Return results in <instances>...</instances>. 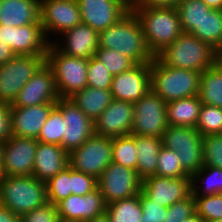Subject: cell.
Segmentation results:
<instances>
[{"mask_svg": "<svg viewBox=\"0 0 222 222\" xmlns=\"http://www.w3.org/2000/svg\"><path fill=\"white\" fill-rule=\"evenodd\" d=\"M98 48L114 49L135 64L151 63L155 58L146 44L139 20L131 9L114 25L99 33Z\"/></svg>", "mask_w": 222, "mask_h": 222, "instance_id": "cell-1", "label": "cell"}, {"mask_svg": "<svg viewBox=\"0 0 222 222\" xmlns=\"http://www.w3.org/2000/svg\"><path fill=\"white\" fill-rule=\"evenodd\" d=\"M156 57L166 66L201 73L216 64V50L207 42L185 32Z\"/></svg>", "mask_w": 222, "mask_h": 222, "instance_id": "cell-2", "label": "cell"}, {"mask_svg": "<svg viewBox=\"0 0 222 222\" xmlns=\"http://www.w3.org/2000/svg\"><path fill=\"white\" fill-rule=\"evenodd\" d=\"M130 9L138 18L146 44L154 56L172 44L183 33L177 9Z\"/></svg>", "mask_w": 222, "mask_h": 222, "instance_id": "cell-3", "label": "cell"}, {"mask_svg": "<svg viewBox=\"0 0 222 222\" xmlns=\"http://www.w3.org/2000/svg\"><path fill=\"white\" fill-rule=\"evenodd\" d=\"M150 70L151 90L165 102L199 95L201 72L166 66L156 56Z\"/></svg>", "mask_w": 222, "mask_h": 222, "instance_id": "cell-4", "label": "cell"}, {"mask_svg": "<svg viewBox=\"0 0 222 222\" xmlns=\"http://www.w3.org/2000/svg\"><path fill=\"white\" fill-rule=\"evenodd\" d=\"M47 203L46 184L32 175L4 176L0 186V205L18 217Z\"/></svg>", "mask_w": 222, "mask_h": 222, "instance_id": "cell-5", "label": "cell"}, {"mask_svg": "<svg viewBox=\"0 0 222 222\" xmlns=\"http://www.w3.org/2000/svg\"><path fill=\"white\" fill-rule=\"evenodd\" d=\"M46 64L53 72L60 98H70L87 87V59L66 55L50 43Z\"/></svg>", "mask_w": 222, "mask_h": 222, "instance_id": "cell-6", "label": "cell"}, {"mask_svg": "<svg viewBox=\"0 0 222 222\" xmlns=\"http://www.w3.org/2000/svg\"><path fill=\"white\" fill-rule=\"evenodd\" d=\"M202 138L196 128L173 125L162 136L163 146L177 152L183 170L190 177L204 166Z\"/></svg>", "mask_w": 222, "mask_h": 222, "instance_id": "cell-7", "label": "cell"}, {"mask_svg": "<svg viewBox=\"0 0 222 222\" xmlns=\"http://www.w3.org/2000/svg\"><path fill=\"white\" fill-rule=\"evenodd\" d=\"M46 63V54L16 55L0 66V103L12 105L21 88Z\"/></svg>", "mask_w": 222, "mask_h": 222, "instance_id": "cell-8", "label": "cell"}, {"mask_svg": "<svg viewBox=\"0 0 222 222\" xmlns=\"http://www.w3.org/2000/svg\"><path fill=\"white\" fill-rule=\"evenodd\" d=\"M166 110L167 102L150 89L134 103L131 135L162 138L169 126Z\"/></svg>", "mask_w": 222, "mask_h": 222, "instance_id": "cell-9", "label": "cell"}, {"mask_svg": "<svg viewBox=\"0 0 222 222\" xmlns=\"http://www.w3.org/2000/svg\"><path fill=\"white\" fill-rule=\"evenodd\" d=\"M112 139L93 134L69 153V166L98 179L112 162Z\"/></svg>", "mask_w": 222, "mask_h": 222, "instance_id": "cell-10", "label": "cell"}, {"mask_svg": "<svg viewBox=\"0 0 222 222\" xmlns=\"http://www.w3.org/2000/svg\"><path fill=\"white\" fill-rule=\"evenodd\" d=\"M97 184L106 205L138 195L142 189L137 171L113 162L102 172Z\"/></svg>", "mask_w": 222, "mask_h": 222, "instance_id": "cell-11", "label": "cell"}, {"mask_svg": "<svg viewBox=\"0 0 222 222\" xmlns=\"http://www.w3.org/2000/svg\"><path fill=\"white\" fill-rule=\"evenodd\" d=\"M40 22L52 43L53 38L82 23L77 0H40Z\"/></svg>", "mask_w": 222, "mask_h": 222, "instance_id": "cell-12", "label": "cell"}, {"mask_svg": "<svg viewBox=\"0 0 222 222\" xmlns=\"http://www.w3.org/2000/svg\"><path fill=\"white\" fill-rule=\"evenodd\" d=\"M56 107L64 119L62 148L70 153L94 134V122L70 98H59Z\"/></svg>", "mask_w": 222, "mask_h": 222, "instance_id": "cell-13", "label": "cell"}, {"mask_svg": "<svg viewBox=\"0 0 222 222\" xmlns=\"http://www.w3.org/2000/svg\"><path fill=\"white\" fill-rule=\"evenodd\" d=\"M38 141L11 135L3 143L2 170L4 176L32 175Z\"/></svg>", "mask_w": 222, "mask_h": 222, "instance_id": "cell-14", "label": "cell"}, {"mask_svg": "<svg viewBox=\"0 0 222 222\" xmlns=\"http://www.w3.org/2000/svg\"><path fill=\"white\" fill-rule=\"evenodd\" d=\"M82 23L95 31H101L114 25L129 10L124 0H77Z\"/></svg>", "mask_w": 222, "mask_h": 222, "instance_id": "cell-15", "label": "cell"}, {"mask_svg": "<svg viewBox=\"0 0 222 222\" xmlns=\"http://www.w3.org/2000/svg\"><path fill=\"white\" fill-rule=\"evenodd\" d=\"M59 98L53 72L45 63L21 88L10 107L56 103Z\"/></svg>", "mask_w": 222, "mask_h": 222, "instance_id": "cell-16", "label": "cell"}, {"mask_svg": "<svg viewBox=\"0 0 222 222\" xmlns=\"http://www.w3.org/2000/svg\"><path fill=\"white\" fill-rule=\"evenodd\" d=\"M150 63L135 64L113 76L110 91L113 99L135 103L151 89Z\"/></svg>", "mask_w": 222, "mask_h": 222, "instance_id": "cell-17", "label": "cell"}, {"mask_svg": "<svg viewBox=\"0 0 222 222\" xmlns=\"http://www.w3.org/2000/svg\"><path fill=\"white\" fill-rule=\"evenodd\" d=\"M141 191L151 201L168 208L192 193L191 177L172 178L154 175L142 181Z\"/></svg>", "mask_w": 222, "mask_h": 222, "instance_id": "cell-18", "label": "cell"}, {"mask_svg": "<svg viewBox=\"0 0 222 222\" xmlns=\"http://www.w3.org/2000/svg\"><path fill=\"white\" fill-rule=\"evenodd\" d=\"M133 113V103L113 99L94 122V134L111 138L130 135Z\"/></svg>", "mask_w": 222, "mask_h": 222, "instance_id": "cell-19", "label": "cell"}, {"mask_svg": "<svg viewBox=\"0 0 222 222\" xmlns=\"http://www.w3.org/2000/svg\"><path fill=\"white\" fill-rule=\"evenodd\" d=\"M60 220H81L89 222L104 214L106 204L98 187L84 196L71 194L56 204Z\"/></svg>", "mask_w": 222, "mask_h": 222, "instance_id": "cell-20", "label": "cell"}, {"mask_svg": "<svg viewBox=\"0 0 222 222\" xmlns=\"http://www.w3.org/2000/svg\"><path fill=\"white\" fill-rule=\"evenodd\" d=\"M98 38L97 31L81 23L63 32L52 43L66 55L89 60L98 49Z\"/></svg>", "mask_w": 222, "mask_h": 222, "instance_id": "cell-21", "label": "cell"}, {"mask_svg": "<svg viewBox=\"0 0 222 222\" xmlns=\"http://www.w3.org/2000/svg\"><path fill=\"white\" fill-rule=\"evenodd\" d=\"M56 103L10 107L11 135L37 139Z\"/></svg>", "mask_w": 222, "mask_h": 222, "instance_id": "cell-22", "label": "cell"}, {"mask_svg": "<svg viewBox=\"0 0 222 222\" xmlns=\"http://www.w3.org/2000/svg\"><path fill=\"white\" fill-rule=\"evenodd\" d=\"M69 166V153L60 145L38 142L32 176L47 183Z\"/></svg>", "mask_w": 222, "mask_h": 222, "instance_id": "cell-23", "label": "cell"}, {"mask_svg": "<svg viewBox=\"0 0 222 222\" xmlns=\"http://www.w3.org/2000/svg\"><path fill=\"white\" fill-rule=\"evenodd\" d=\"M49 44L41 23L12 27L11 49L15 55L46 54Z\"/></svg>", "mask_w": 222, "mask_h": 222, "instance_id": "cell-24", "label": "cell"}, {"mask_svg": "<svg viewBox=\"0 0 222 222\" xmlns=\"http://www.w3.org/2000/svg\"><path fill=\"white\" fill-rule=\"evenodd\" d=\"M40 22V0H2L0 25L20 27Z\"/></svg>", "mask_w": 222, "mask_h": 222, "instance_id": "cell-25", "label": "cell"}, {"mask_svg": "<svg viewBox=\"0 0 222 222\" xmlns=\"http://www.w3.org/2000/svg\"><path fill=\"white\" fill-rule=\"evenodd\" d=\"M137 174L144 181L156 174L158 155L163 146L162 138L136 135Z\"/></svg>", "mask_w": 222, "mask_h": 222, "instance_id": "cell-26", "label": "cell"}, {"mask_svg": "<svg viewBox=\"0 0 222 222\" xmlns=\"http://www.w3.org/2000/svg\"><path fill=\"white\" fill-rule=\"evenodd\" d=\"M70 99L88 118L95 122L113 101V96L110 90L87 86Z\"/></svg>", "mask_w": 222, "mask_h": 222, "instance_id": "cell-27", "label": "cell"}, {"mask_svg": "<svg viewBox=\"0 0 222 222\" xmlns=\"http://www.w3.org/2000/svg\"><path fill=\"white\" fill-rule=\"evenodd\" d=\"M202 105L199 96L167 102L168 124L196 128Z\"/></svg>", "mask_w": 222, "mask_h": 222, "instance_id": "cell-28", "label": "cell"}, {"mask_svg": "<svg viewBox=\"0 0 222 222\" xmlns=\"http://www.w3.org/2000/svg\"><path fill=\"white\" fill-rule=\"evenodd\" d=\"M198 96L203 104L222 108V67L215 64L201 73Z\"/></svg>", "mask_w": 222, "mask_h": 222, "instance_id": "cell-29", "label": "cell"}, {"mask_svg": "<svg viewBox=\"0 0 222 222\" xmlns=\"http://www.w3.org/2000/svg\"><path fill=\"white\" fill-rule=\"evenodd\" d=\"M193 196H210L222 193V169L203 166L191 177Z\"/></svg>", "mask_w": 222, "mask_h": 222, "instance_id": "cell-30", "label": "cell"}, {"mask_svg": "<svg viewBox=\"0 0 222 222\" xmlns=\"http://www.w3.org/2000/svg\"><path fill=\"white\" fill-rule=\"evenodd\" d=\"M190 34L216 50L222 44V10L211 9Z\"/></svg>", "mask_w": 222, "mask_h": 222, "instance_id": "cell-31", "label": "cell"}, {"mask_svg": "<svg viewBox=\"0 0 222 222\" xmlns=\"http://www.w3.org/2000/svg\"><path fill=\"white\" fill-rule=\"evenodd\" d=\"M105 212L111 222H140L142 217L140 193L106 205Z\"/></svg>", "mask_w": 222, "mask_h": 222, "instance_id": "cell-32", "label": "cell"}, {"mask_svg": "<svg viewBox=\"0 0 222 222\" xmlns=\"http://www.w3.org/2000/svg\"><path fill=\"white\" fill-rule=\"evenodd\" d=\"M211 9L203 0H182L177 11L183 32L190 33Z\"/></svg>", "mask_w": 222, "mask_h": 222, "instance_id": "cell-33", "label": "cell"}, {"mask_svg": "<svg viewBox=\"0 0 222 222\" xmlns=\"http://www.w3.org/2000/svg\"><path fill=\"white\" fill-rule=\"evenodd\" d=\"M135 135L119 136L112 139V162L137 170Z\"/></svg>", "mask_w": 222, "mask_h": 222, "instance_id": "cell-34", "label": "cell"}, {"mask_svg": "<svg viewBox=\"0 0 222 222\" xmlns=\"http://www.w3.org/2000/svg\"><path fill=\"white\" fill-rule=\"evenodd\" d=\"M71 167L67 166L64 170L52 177L46 183L47 202L56 205L72 194L71 191Z\"/></svg>", "mask_w": 222, "mask_h": 222, "instance_id": "cell-35", "label": "cell"}, {"mask_svg": "<svg viewBox=\"0 0 222 222\" xmlns=\"http://www.w3.org/2000/svg\"><path fill=\"white\" fill-rule=\"evenodd\" d=\"M64 119L61 111L55 106L48 116L44 126L42 127L38 138V142L56 144L62 147Z\"/></svg>", "mask_w": 222, "mask_h": 222, "instance_id": "cell-36", "label": "cell"}, {"mask_svg": "<svg viewBox=\"0 0 222 222\" xmlns=\"http://www.w3.org/2000/svg\"><path fill=\"white\" fill-rule=\"evenodd\" d=\"M156 176L160 177H190L180 163V158L176 151L162 146L158 155Z\"/></svg>", "mask_w": 222, "mask_h": 222, "instance_id": "cell-37", "label": "cell"}, {"mask_svg": "<svg viewBox=\"0 0 222 222\" xmlns=\"http://www.w3.org/2000/svg\"><path fill=\"white\" fill-rule=\"evenodd\" d=\"M222 128V108L203 104L196 125L202 137L218 134Z\"/></svg>", "mask_w": 222, "mask_h": 222, "instance_id": "cell-38", "label": "cell"}, {"mask_svg": "<svg viewBox=\"0 0 222 222\" xmlns=\"http://www.w3.org/2000/svg\"><path fill=\"white\" fill-rule=\"evenodd\" d=\"M196 214L201 221L222 219V193L210 196H193Z\"/></svg>", "mask_w": 222, "mask_h": 222, "instance_id": "cell-39", "label": "cell"}, {"mask_svg": "<svg viewBox=\"0 0 222 222\" xmlns=\"http://www.w3.org/2000/svg\"><path fill=\"white\" fill-rule=\"evenodd\" d=\"M94 57L101 61L113 76L129 70L135 65L131 59L114 49L98 48Z\"/></svg>", "mask_w": 222, "mask_h": 222, "instance_id": "cell-40", "label": "cell"}, {"mask_svg": "<svg viewBox=\"0 0 222 222\" xmlns=\"http://www.w3.org/2000/svg\"><path fill=\"white\" fill-rule=\"evenodd\" d=\"M113 75L107 67L94 56L88 60L87 86L110 90Z\"/></svg>", "mask_w": 222, "mask_h": 222, "instance_id": "cell-41", "label": "cell"}, {"mask_svg": "<svg viewBox=\"0 0 222 222\" xmlns=\"http://www.w3.org/2000/svg\"><path fill=\"white\" fill-rule=\"evenodd\" d=\"M202 148L204 165L222 169V136L219 134L204 136Z\"/></svg>", "mask_w": 222, "mask_h": 222, "instance_id": "cell-42", "label": "cell"}, {"mask_svg": "<svg viewBox=\"0 0 222 222\" xmlns=\"http://www.w3.org/2000/svg\"><path fill=\"white\" fill-rule=\"evenodd\" d=\"M195 212V200L191 193L187 198L177 201L167 208L163 222H181Z\"/></svg>", "mask_w": 222, "mask_h": 222, "instance_id": "cell-43", "label": "cell"}, {"mask_svg": "<svg viewBox=\"0 0 222 222\" xmlns=\"http://www.w3.org/2000/svg\"><path fill=\"white\" fill-rule=\"evenodd\" d=\"M142 217L140 222H163L167 214V207L151 201L142 191L140 192Z\"/></svg>", "mask_w": 222, "mask_h": 222, "instance_id": "cell-44", "label": "cell"}, {"mask_svg": "<svg viewBox=\"0 0 222 222\" xmlns=\"http://www.w3.org/2000/svg\"><path fill=\"white\" fill-rule=\"evenodd\" d=\"M59 214L56 205L45 203L43 206L32 210L21 217L19 222H59Z\"/></svg>", "mask_w": 222, "mask_h": 222, "instance_id": "cell-45", "label": "cell"}, {"mask_svg": "<svg viewBox=\"0 0 222 222\" xmlns=\"http://www.w3.org/2000/svg\"><path fill=\"white\" fill-rule=\"evenodd\" d=\"M70 180L72 194L84 196L98 187L97 179L95 177L74 170L72 167Z\"/></svg>", "mask_w": 222, "mask_h": 222, "instance_id": "cell-46", "label": "cell"}, {"mask_svg": "<svg viewBox=\"0 0 222 222\" xmlns=\"http://www.w3.org/2000/svg\"><path fill=\"white\" fill-rule=\"evenodd\" d=\"M182 0H135L130 8L177 9Z\"/></svg>", "mask_w": 222, "mask_h": 222, "instance_id": "cell-47", "label": "cell"}, {"mask_svg": "<svg viewBox=\"0 0 222 222\" xmlns=\"http://www.w3.org/2000/svg\"><path fill=\"white\" fill-rule=\"evenodd\" d=\"M11 136L10 106L0 103V142Z\"/></svg>", "mask_w": 222, "mask_h": 222, "instance_id": "cell-48", "label": "cell"}, {"mask_svg": "<svg viewBox=\"0 0 222 222\" xmlns=\"http://www.w3.org/2000/svg\"><path fill=\"white\" fill-rule=\"evenodd\" d=\"M16 55L13 53L11 47L7 46L5 42L0 40V66L13 59Z\"/></svg>", "mask_w": 222, "mask_h": 222, "instance_id": "cell-49", "label": "cell"}, {"mask_svg": "<svg viewBox=\"0 0 222 222\" xmlns=\"http://www.w3.org/2000/svg\"><path fill=\"white\" fill-rule=\"evenodd\" d=\"M0 222H19V217L9 208L0 205Z\"/></svg>", "mask_w": 222, "mask_h": 222, "instance_id": "cell-50", "label": "cell"}, {"mask_svg": "<svg viewBox=\"0 0 222 222\" xmlns=\"http://www.w3.org/2000/svg\"><path fill=\"white\" fill-rule=\"evenodd\" d=\"M12 27L7 25H0V40L5 42L7 46L11 47Z\"/></svg>", "mask_w": 222, "mask_h": 222, "instance_id": "cell-51", "label": "cell"}, {"mask_svg": "<svg viewBox=\"0 0 222 222\" xmlns=\"http://www.w3.org/2000/svg\"><path fill=\"white\" fill-rule=\"evenodd\" d=\"M210 8L222 10V0H203Z\"/></svg>", "mask_w": 222, "mask_h": 222, "instance_id": "cell-52", "label": "cell"}, {"mask_svg": "<svg viewBox=\"0 0 222 222\" xmlns=\"http://www.w3.org/2000/svg\"><path fill=\"white\" fill-rule=\"evenodd\" d=\"M89 222H111L109 216L105 212L104 214H101L100 216L95 217L93 220Z\"/></svg>", "mask_w": 222, "mask_h": 222, "instance_id": "cell-53", "label": "cell"}, {"mask_svg": "<svg viewBox=\"0 0 222 222\" xmlns=\"http://www.w3.org/2000/svg\"><path fill=\"white\" fill-rule=\"evenodd\" d=\"M216 64L222 67V44L216 49Z\"/></svg>", "mask_w": 222, "mask_h": 222, "instance_id": "cell-54", "label": "cell"}, {"mask_svg": "<svg viewBox=\"0 0 222 222\" xmlns=\"http://www.w3.org/2000/svg\"><path fill=\"white\" fill-rule=\"evenodd\" d=\"M181 222H202V221L200 220L199 216H198V215L196 214V212H195L193 215L185 218V219H184L183 221H181Z\"/></svg>", "mask_w": 222, "mask_h": 222, "instance_id": "cell-55", "label": "cell"}, {"mask_svg": "<svg viewBox=\"0 0 222 222\" xmlns=\"http://www.w3.org/2000/svg\"><path fill=\"white\" fill-rule=\"evenodd\" d=\"M3 143L0 142V167H2Z\"/></svg>", "mask_w": 222, "mask_h": 222, "instance_id": "cell-56", "label": "cell"}, {"mask_svg": "<svg viewBox=\"0 0 222 222\" xmlns=\"http://www.w3.org/2000/svg\"><path fill=\"white\" fill-rule=\"evenodd\" d=\"M3 178H4L3 170L2 167H0V186L2 184Z\"/></svg>", "mask_w": 222, "mask_h": 222, "instance_id": "cell-57", "label": "cell"}, {"mask_svg": "<svg viewBox=\"0 0 222 222\" xmlns=\"http://www.w3.org/2000/svg\"><path fill=\"white\" fill-rule=\"evenodd\" d=\"M59 222H86L81 220H60Z\"/></svg>", "mask_w": 222, "mask_h": 222, "instance_id": "cell-58", "label": "cell"}, {"mask_svg": "<svg viewBox=\"0 0 222 222\" xmlns=\"http://www.w3.org/2000/svg\"><path fill=\"white\" fill-rule=\"evenodd\" d=\"M129 6H131L135 0H124Z\"/></svg>", "mask_w": 222, "mask_h": 222, "instance_id": "cell-59", "label": "cell"}, {"mask_svg": "<svg viewBox=\"0 0 222 222\" xmlns=\"http://www.w3.org/2000/svg\"><path fill=\"white\" fill-rule=\"evenodd\" d=\"M202 222H222V219H220V220H214V221H202Z\"/></svg>", "mask_w": 222, "mask_h": 222, "instance_id": "cell-60", "label": "cell"}, {"mask_svg": "<svg viewBox=\"0 0 222 222\" xmlns=\"http://www.w3.org/2000/svg\"><path fill=\"white\" fill-rule=\"evenodd\" d=\"M220 136H222V128H221V130H220V132L218 133Z\"/></svg>", "mask_w": 222, "mask_h": 222, "instance_id": "cell-61", "label": "cell"}]
</instances>
